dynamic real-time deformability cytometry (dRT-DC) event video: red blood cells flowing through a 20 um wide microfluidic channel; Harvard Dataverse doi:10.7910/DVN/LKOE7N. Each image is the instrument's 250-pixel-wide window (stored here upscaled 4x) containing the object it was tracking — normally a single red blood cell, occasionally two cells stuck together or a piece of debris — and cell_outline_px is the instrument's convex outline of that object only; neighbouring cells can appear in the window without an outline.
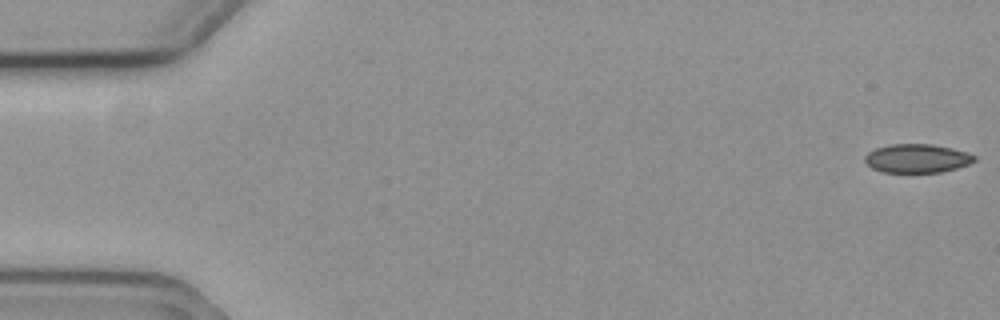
{"species": "common noctule bat (a hibernating species)", "species_latin": "Nyctalus noctula", "temperature_condition": "cold", "stored_images_in_passage": 52, "camera_frame_rate_fps": 3000, "um_per_image_px": 0.085, "animal": {"sex": "female", "body_mass_g": 19.3, "forearm_length_mm": 54.1}, "frame": {"image": 1, "passage_image": 1, "time_ms": 0.0, "image_size_px": [1000, 320], "cell_outline_px": [[976, 160], [968, 164], [956, 168], [940, 172], [880, 172], [872, 168], [864, 160], [864, 156], [868, 152], [876, 148], [892, 144], [932, 144], [952, 148], [968, 152], [976, 156]], "centroid_in_image_um": [77.95, 13.46], "position_along_channel_um": 7.1, "area_um2": 18.32}}
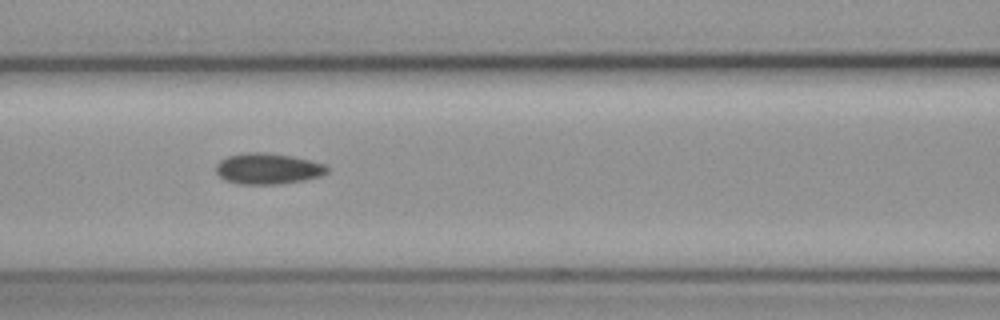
{"frame": {"image": 2, "passage_image": 25, "time_ms": 8.0, "image_size_px": [1000, 320], "cell_outline_px": [[328, 172], [320, 176], [304, 180], [280, 184], [240, 184], [224, 180], [216, 172], [216, 164], [220, 160], [228, 156], [248, 152], [264, 152], [292, 156], [324, 164], [328, 168]], "centroid_in_image_um": [22.75, 14.34], "position_along_channel_um": 143.9, "area_um2": 20.0}}
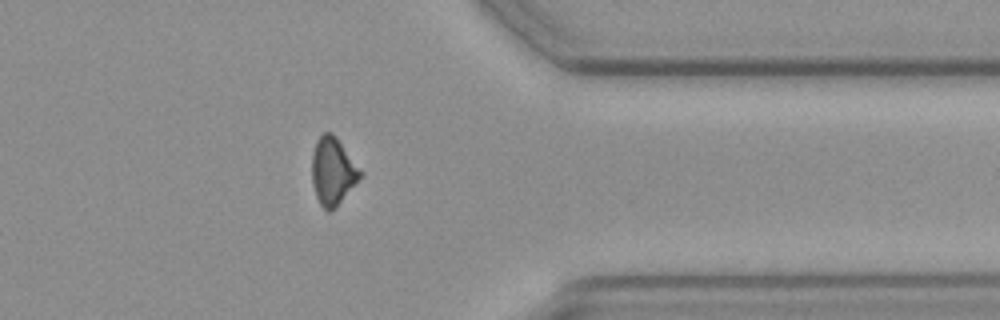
{"frame": {"image": 3, "passage_image": 46, "time_ms": 15.0, "image_size_px": [1000, 320], "cell_outline_px": [[364, 172], [340, 200], [328, 212], [320, 204], [316, 196], [312, 184], [312, 152], [316, 140], [324, 132], [332, 132], [336, 136]], "centroid_in_image_um": [28.27, 14.48], "position_along_channel_um": 383.1, "area_um2": 18.67}, "authors_computed_cell_mechanics": {"area_um2": 19.1896, "velocity_mm_per_s": 3.6074, "shape_relaxation_time_tau1_ms": null, "shape_relaxation_time_tau2_ms": 9.5368, "deformation_change_tau1": null, "deformation_change_tau2": 0.1409}}